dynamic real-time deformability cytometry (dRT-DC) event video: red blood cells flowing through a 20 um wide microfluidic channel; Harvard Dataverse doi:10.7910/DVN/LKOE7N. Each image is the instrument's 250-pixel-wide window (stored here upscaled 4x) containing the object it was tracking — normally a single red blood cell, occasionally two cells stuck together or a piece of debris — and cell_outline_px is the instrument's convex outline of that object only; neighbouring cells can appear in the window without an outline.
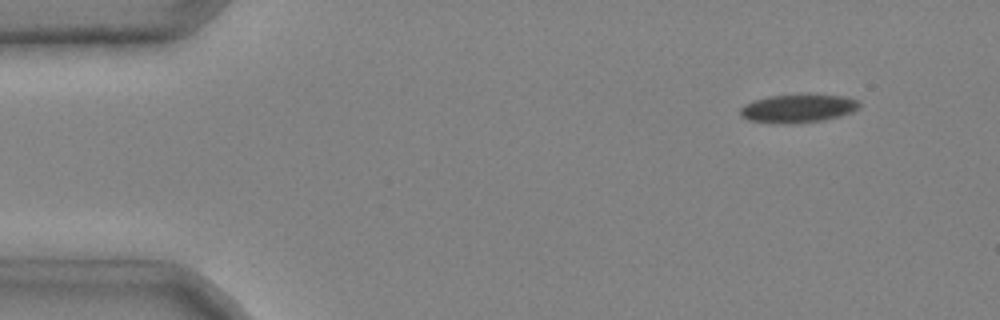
{"species": "common noctule bat (a hibernating species)", "species_latin": "Nyctalus noctula", "temperature_condition": "cold", "stored_images_in_passage": 4, "camera_frame_rate_fps": 3000, "um_per_image_px": 0.085, "animal": {"sex": "male", "body_mass_g": 20.4}, "frame": {"image": 1, "passage_image": 2, "time_ms": 0.333, "image_size_px": [1000, 320], "cell_outline_px": [[860, 108], [852, 112], [840, 116], [824, 120], [796, 124], [772, 124], [748, 120], [740, 116], [740, 108], [744, 104], [752, 100], [768, 96], [808, 92], [848, 96], [856, 100], [860, 104]], "centroid_in_image_um": [67.83, 9.19], "position_along_channel_um": 17.2, "area_um2": 20.81}}